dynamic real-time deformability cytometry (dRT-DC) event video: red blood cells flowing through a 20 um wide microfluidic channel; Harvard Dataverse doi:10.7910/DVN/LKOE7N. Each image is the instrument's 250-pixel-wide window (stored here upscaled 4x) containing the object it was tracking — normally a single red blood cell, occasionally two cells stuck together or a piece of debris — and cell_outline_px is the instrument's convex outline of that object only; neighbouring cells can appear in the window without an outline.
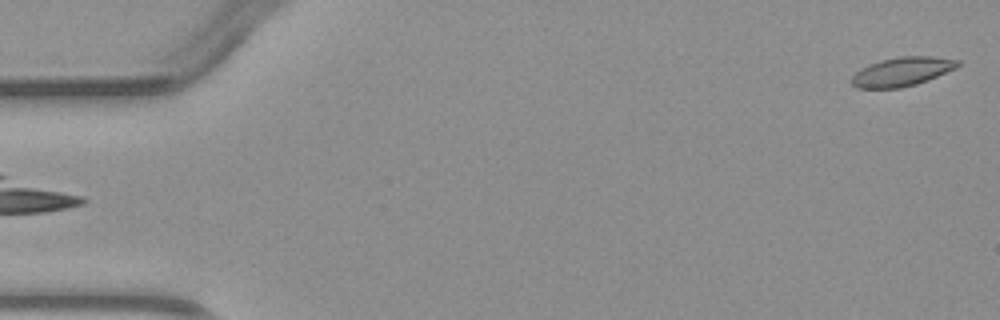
{"species": "common noctule bat (a hibernating species)", "species_latin": "Nyctalus noctula", "temperature_condition": "warm", "stored_images_in_passage": 3, "camera_frame_rate_fps": 3000, "um_per_image_px": 0.085, "animal": {"sex": "male", "body_mass_g": 23.1, "forearm_length_mm": 52.7}, "frame": {"image": 1, "passage_image": 3, "time_ms": 3.667, "image_size_px": [1000, 320], "cell_outline_px": [[960, 64], [956, 68], [928, 80], [916, 84], [900, 88], [856, 88], [852, 84], [852, 76], [860, 68], [868, 64], [880, 60], [900, 56], [932, 56], [960, 60]], "centroid_in_image_um": [76.67, 6.08], "position_along_channel_um": 8.3, "area_um2": 17.98}}